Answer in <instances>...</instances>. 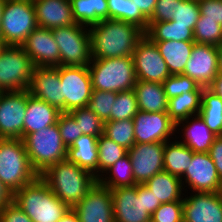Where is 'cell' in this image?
<instances>
[{
	"mask_svg": "<svg viewBox=\"0 0 222 222\" xmlns=\"http://www.w3.org/2000/svg\"><path fill=\"white\" fill-rule=\"evenodd\" d=\"M72 209L80 222H115L111 190L98 181Z\"/></svg>",
	"mask_w": 222,
	"mask_h": 222,
	"instance_id": "ac0fdd59",
	"label": "cell"
},
{
	"mask_svg": "<svg viewBox=\"0 0 222 222\" xmlns=\"http://www.w3.org/2000/svg\"><path fill=\"white\" fill-rule=\"evenodd\" d=\"M200 17L198 20H213L222 26V0H198Z\"/></svg>",
	"mask_w": 222,
	"mask_h": 222,
	"instance_id": "bcb514c9",
	"label": "cell"
},
{
	"mask_svg": "<svg viewBox=\"0 0 222 222\" xmlns=\"http://www.w3.org/2000/svg\"><path fill=\"white\" fill-rule=\"evenodd\" d=\"M202 92L182 93L168 100L167 114L175 122L198 115L201 109Z\"/></svg>",
	"mask_w": 222,
	"mask_h": 222,
	"instance_id": "d6a6232c",
	"label": "cell"
},
{
	"mask_svg": "<svg viewBox=\"0 0 222 222\" xmlns=\"http://www.w3.org/2000/svg\"><path fill=\"white\" fill-rule=\"evenodd\" d=\"M219 194H220V196H221V199H222V183H221V185H220V190H219Z\"/></svg>",
	"mask_w": 222,
	"mask_h": 222,
	"instance_id": "680465c9",
	"label": "cell"
},
{
	"mask_svg": "<svg viewBox=\"0 0 222 222\" xmlns=\"http://www.w3.org/2000/svg\"><path fill=\"white\" fill-rule=\"evenodd\" d=\"M137 80L163 83L171 74L156 44L144 35L132 54Z\"/></svg>",
	"mask_w": 222,
	"mask_h": 222,
	"instance_id": "7c38bea8",
	"label": "cell"
},
{
	"mask_svg": "<svg viewBox=\"0 0 222 222\" xmlns=\"http://www.w3.org/2000/svg\"><path fill=\"white\" fill-rule=\"evenodd\" d=\"M22 140L30 163L38 175L67 158L68 148L62 141L57 123L27 134Z\"/></svg>",
	"mask_w": 222,
	"mask_h": 222,
	"instance_id": "52a82bcc",
	"label": "cell"
},
{
	"mask_svg": "<svg viewBox=\"0 0 222 222\" xmlns=\"http://www.w3.org/2000/svg\"><path fill=\"white\" fill-rule=\"evenodd\" d=\"M162 203L183 201L184 188L179 177L167 171L155 174L144 184Z\"/></svg>",
	"mask_w": 222,
	"mask_h": 222,
	"instance_id": "4316f807",
	"label": "cell"
},
{
	"mask_svg": "<svg viewBox=\"0 0 222 222\" xmlns=\"http://www.w3.org/2000/svg\"><path fill=\"white\" fill-rule=\"evenodd\" d=\"M5 4V0H0V40H1V18H2V14H3V7Z\"/></svg>",
	"mask_w": 222,
	"mask_h": 222,
	"instance_id": "9f6ffc18",
	"label": "cell"
},
{
	"mask_svg": "<svg viewBox=\"0 0 222 222\" xmlns=\"http://www.w3.org/2000/svg\"><path fill=\"white\" fill-rule=\"evenodd\" d=\"M133 90L138 110L150 113L167 112L168 99L162 83L137 80Z\"/></svg>",
	"mask_w": 222,
	"mask_h": 222,
	"instance_id": "484cf974",
	"label": "cell"
},
{
	"mask_svg": "<svg viewBox=\"0 0 222 222\" xmlns=\"http://www.w3.org/2000/svg\"><path fill=\"white\" fill-rule=\"evenodd\" d=\"M39 176L70 208L79 203L98 181L94 174L67 159L48 167Z\"/></svg>",
	"mask_w": 222,
	"mask_h": 222,
	"instance_id": "7a4b0ae2",
	"label": "cell"
},
{
	"mask_svg": "<svg viewBox=\"0 0 222 222\" xmlns=\"http://www.w3.org/2000/svg\"><path fill=\"white\" fill-rule=\"evenodd\" d=\"M193 151L178 140L165 142L164 171L181 178L191 163Z\"/></svg>",
	"mask_w": 222,
	"mask_h": 222,
	"instance_id": "4dcf8cb0",
	"label": "cell"
},
{
	"mask_svg": "<svg viewBox=\"0 0 222 222\" xmlns=\"http://www.w3.org/2000/svg\"><path fill=\"white\" fill-rule=\"evenodd\" d=\"M28 90L3 92L0 96V139H22Z\"/></svg>",
	"mask_w": 222,
	"mask_h": 222,
	"instance_id": "4fadbf2b",
	"label": "cell"
},
{
	"mask_svg": "<svg viewBox=\"0 0 222 222\" xmlns=\"http://www.w3.org/2000/svg\"><path fill=\"white\" fill-rule=\"evenodd\" d=\"M165 143H135L129 150L136 184H145L155 174L164 170Z\"/></svg>",
	"mask_w": 222,
	"mask_h": 222,
	"instance_id": "2e32d148",
	"label": "cell"
},
{
	"mask_svg": "<svg viewBox=\"0 0 222 222\" xmlns=\"http://www.w3.org/2000/svg\"><path fill=\"white\" fill-rule=\"evenodd\" d=\"M137 100L134 90L117 92L110 113V121L131 119L137 114Z\"/></svg>",
	"mask_w": 222,
	"mask_h": 222,
	"instance_id": "74e56055",
	"label": "cell"
},
{
	"mask_svg": "<svg viewBox=\"0 0 222 222\" xmlns=\"http://www.w3.org/2000/svg\"><path fill=\"white\" fill-rule=\"evenodd\" d=\"M188 193L183 198V222H222V199L219 192H191L190 196Z\"/></svg>",
	"mask_w": 222,
	"mask_h": 222,
	"instance_id": "d6986e66",
	"label": "cell"
},
{
	"mask_svg": "<svg viewBox=\"0 0 222 222\" xmlns=\"http://www.w3.org/2000/svg\"><path fill=\"white\" fill-rule=\"evenodd\" d=\"M179 0H157L155 10L148 22L169 21L177 10Z\"/></svg>",
	"mask_w": 222,
	"mask_h": 222,
	"instance_id": "7dc6e473",
	"label": "cell"
},
{
	"mask_svg": "<svg viewBox=\"0 0 222 222\" xmlns=\"http://www.w3.org/2000/svg\"><path fill=\"white\" fill-rule=\"evenodd\" d=\"M110 190L115 222H147L162 203L144 184Z\"/></svg>",
	"mask_w": 222,
	"mask_h": 222,
	"instance_id": "277c9868",
	"label": "cell"
},
{
	"mask_svg": "<svg viewBox=\"0 0 222 222\" xmlns=\"http://www.w3.org/2000/svg\"><path fill=\"white\" fill-rule=\"evenodd\" d=\"M180 129L183 135H180L182 140L180 138L179 142L185 144L193 152L208 153L217 137V135L210 131L199 114L177 122L176 134H180Z\"/></svg>",
	"mask_w": 222,
	"mask_h": 222,
	"instance_id": "603a6c76",
	"label": "cell"
},
{
	"mask_svg": "<svg viewBox=\"0 0 222 222\" xmlns=\"http://www.w3.org/2000/svg\"><path fill=\"white\" fill-rule=\"evenodd\" d=\"M151 219L153 222H183V201L161 203Z\"/></svg>",
	"mask_w": 222,
	"mask_h": 222,
	"instance_id": "f6af8a7d",
	"label": "cell"
},
{
	"mask_svg": "<svg viewBox=\"0 0 222 222\" xmlns=\"http://www.w3.org/2000/svg\"><path fill=\"white\" fill-rule=\"evenodd\" d=\"M200 17V7L198 0H179L177 10L172 21L176 25H188V28L195 29Z\"/></svg>",
	"mask_w": 222,
	"mask_h": 222,
	"instance_id": "7bdbcfd3",
	"label": "cell"
},
{
	"mask_svg": "<svg viewBox=\"0 0 222 222\" xmlns=\"http://www.w3.org/2000/svg\"><path fill=\"white\" fill-rule=\"evenodd\" d=\"M73 18L77 24L90 27L108 19L107 0H70Z\"/></svg>",
	"mask_w": 222,
	"mask_h": 222,
	"instance_id": "f546056e",
	"label": "cell"
},
{
	"mask_svg": "<svg viewBox=\"0 0 222 222\" xmlns=\"http://www.w3.org/2000/svg\"><path fill=\"white\" fill-rule=\"evenodd\" d=\"M134 131L131 119L104 122V135L127 150L135 144Z\"/></svg>",
	"mask_w": 222,
	"mask_h": 222,
	"instance_id": "8d00e7d4",
	"label": "cell"
},
{
	"mask_svg": "<svg viewBox=\"0 0 222 222\" xmlns=\"http://www.w3.org/2000/svg\"><path fill=\"white\" fill-rule=\"evenodd\" d=\"M136 8L149 20L155 10L157 0H132Z\"/></svg>",
	"mask_w": 222,
	"mask_h": 222,
	"instance_id": "f907efd6",
	"label": "cell"
},
{
	"mask_svg": "<svg viewBox=\"0 0 222 222\" xmlns=\"http://www.w3.org/2000/svg\"><path fill=\"white\" fill-rule=\"evenodd\" d=\"M39 27L54 29L76 24L70 0H32Z\"/></svg>",
	"mask_w": 222,
	"mask_h": 222,
	"instance_id": "7402d4cb",
	"label": "cell"
},
{
	"mask_svg": "<svg viewBox=\"0 0 222 222\" xmlns=\"http://www.w3.org/2000/svg\"><path fill=\"white\" fill-rule=\"evenodd\" d=\"M0 222H33L13 201L0 210Z\"/></svg>",
	"mask_w": 222,
	"mask_h": 222,
	"instance_id": "c3c4849f",
	"label": "cell"
},
{
	"mask_svg": "<svg viewBox=\"0 0 222 222\" xmlns=\"http://www.w3.org/2000/svg\"><path fill=\"white\" fill-rule=\"evenodd\" d=\"M180 179L185 193L187 186L191 192L217 193L220 190V177L208 153L193 152L191 163Z\"/></svg>",
	"mask_w": 222,
	"mask_h": 222,
	"instance_id": "9a60e30c",
	"label": "cell"
},
{
	"mask_svg": "<svg viewBox=\"0 0 222 222\" xmlns=\"http://www.w3.org/2000/svg\"><path fill=\"white\" fill-rule=\"evenodd\" d=\"M154 43L164 58L170 74H183L195 42L167 40Z\"/></svg>",
	"mask_w": 222,
	"mask_h": 222,
	"instance_id": "83f0119b",
	"label": "cell"
},
{
	"mask_svg": "<svg viewBox=\"0 0 222 222\" xmlns=\"http://www.w3.org/2000/svg\"><path fill=\"white\" fill-rule=\"evenodd\" d=\"M16 203L33 222H58L70 207L38 176L13 194Z\"/></svg>",
	"mask_w": 222,
	"mask_h": 222,
	"instance_id": "3957f363",
	"label": "cell"
},
{
	"mask_svg": "<svg viewBox=\"0 0 222 222\" xmlns=\"http://www.w3.org/2000/svg\"><path fill=\"white\" fill-rule=\"evenodd\" d=\"M98 182L109 189L135 186L136 182L130 156L127 154L115 162L98 178Z\"/></svg>",
	"mask_w": 222,
	"mask_h": 222,
	"instance_id": "1f68e13d",
	"label": "cell"
},
{
	"mask_svg": "<svg viewBox=\"0 0 222 222\" xmlns=\"http://www.w3.org/2000/svg\"><path fill=\"white\" fill-rule=\"evenodd\" d=\"M58 222H80L77 213L70 208Z\"/></svg>",
	"mask_w": 222,
	"mask_h": 222,
	"instance_id": "db71d44e",
	"label": "cell"
},
{
	"mask_svg": "<svg viewBox=\"0 0 222 222\" xmlns=\"http://www.w3.org/2000/svg\"><path fill=\"white\" fill-rule=\"evenodd\" d=\"M183 74L194 80L199 86L208 88L219 74L218 47L194 43Z\"/></svg>",
	"mask_w": 222,
	"mask_h": 222,
	"instance_id": "e0dca14e",
	"label": "cell"
},
{
	"mask_svg": "<svg viewBox=\"0 0 222 222\" xmlns=\"http://www.w3.org/2000/svg\"><path fill=\"white\" fill-rule=\"evenodd\" d=\"M27 90L35 98L43 100L61 112H64L62 84L59 78L58 66L34 67Z\"/></svg>",
	"mask_w": 222,
	"mask_h": 222,
	"instance_id": "44dd1931",
	"label": "cell"
},
{
	"mask_svg": "<svg viewBox=\"0 0 222 222\" xmlns=\"http://www.w3.org/2000/svg\"><path fill=\"white\" fill-rule=\"evenodd\" d=\"M84 135L100 137L104 134V122L88 107L77 108L69 112Z\"/></svg>",
	"mask_w": 222,
	"mask_h": 222,
	"instance_id": "f35d334b",
	"label": "cell"
},
{
	"mask_svg": "<svg viewBox=\"0 0 222 222\" xmlns=\"http://www.w3.org/2000/svg\"><path fill=\"white\" fill-rule=\"evenodd\" d=\"M73 24L52 29L60 53V65L88 66L91 62L89 27Z\"/></svg>",
	"mask_w": 222,
	"mask_h": 222,
	"instance_id": "9c48e42d",
	"label": "cell"
},
{
	"mask_svg": "<svg viewBox=\"0 0 222 222\" xmlns=\"http://www.w3.org/2000/svg\"><path fill=\"white\" fill-rule=\"evenodd\" d=\"M117 93L98 91L93 89L87 107L91 109L103 122L110 121V113L115 103Z\"/></svg>",
	"mask_w": 222,
	"mask_h": 222,
	"instance_id": "b9f144b4",
	"label": "cell"
},
{
	"mask_svg": "<svg viewBox=\"0 0 222 222\" xmlns=\"http://www.w3.org/2000/svg\"><path fill=\"white\" fill-rule=\"evenodd\" d=\"M144 34L152 42L161 41H187L194 42V30L188 25H176L174 21L148 22Z\"/></svg>",
	"mask_w": 222,
	"mask_h": 222,
	"instance_id": "f1b7e54d",
	"label": "cell"
},
{
	"mask_svg": "<svg viewBox=\"0 0 222 222\" xmlns=\"http://www.w3.org/2000/svg\"><path fill=\"white\" fill-rule=\"evenodd\" d=\"M1 41L22 46L38 26L32 0H5L1 18Z\"/></svg>",
	"mask_w": 222,
	"mask_h": 222,
	"instance_id": "ba28073f",
	"label": "cell"
},
{
	"mask_svg": "<svg viewBox=\"0 0 222 222\" xmlns=\"http://www.w3.org/2000/svg\"><path fill=\"white\" fill-rule=\"evenodd\" d=\"M200 117L217 136H222V99L209 88H203Z\"/></svg>",
	"mask_w": 222,
	"mask_h": 222,
	"instance_id": "836d02e7",
	"label": "cell"
},
{
	"mask_svg": "<svg viewBox=\"0 0 222 222\" xmlns=\"http://www.w3.org/2000/svg\"><path fill=\"white\" fill-rule=\"evenodd\" d=\"M194 42L222 45V26L213 20H198L194 29Z\"/></svg>",
	"mask_w": 222,
	"mask_h": 222,
	"instance_id": "ab89813d",
	"label": "cell"
},
{
	"mask_svg": "<svg viewBox=\"0 0 222 222\" xmlns=\"http://www.w3.org/2000/svg\"><path fill=\"white\" fill-rule=\"evenodd\" d=\"M108 19L122 20L134 24L144 32L148 28V19L136 8L132 0H107Z\"/></svg>",
	"mask_w": 222,
	"mask_h": 222,
	"instance_id": "e575fe53",
	"label": "cell"
},
{
	"mask_svg": "<svg viewBox=\"0 0 222 222\" xmlns=\"http://www.w3.org/2000/svg\"><path fill=\"white\" fill-rule=\"evenodd\" d=\"M13 201V194L0 180V210Z\"/></svg>",
	"mask_w": 222,
	"mask_h": 222,
	"instance_id": "816d5d0a",
	"label": "cell"
},
{
	"mask_svg": "<svg viewBox=\"0 0 222 222\" xmlns=\"http://www.w3.org/2000/svg\"><path fill=\"white\" fill-rule=\"evenodd\" d=\"M61 111L28 92L24 117V136L57 123Z\"/></svg>",
	"mask_w": 222,
	"mask_h": 222,
	"instance_id": "cb8c5ba5",
	"label": "cell"
},
{
	"mask_svg": "<svg viewBox=\"0 0 222 222\" xmlns=\"http://www.w3.org/2000/svg\"><path fill=\"white\" fill-rule=\"evenodd\" d=\"M217 169L222 183V136H217L208 152Z\"/></svg>",
	"mask_w": 222,
	"mask_h": 222,
	"instance_id": "681fc988",
	"label": "cell"
},
{
	"mask_svg": "<svg viewBox=\"0 0 222 222\" xmlns=\"http://www.w3.org/2000/svg\"><path fill=\"white\" fill-rule=\"evenodd\" d=\"M98 137L81 135L67 150V160L88 170L98 179Z\"/></svg>",
	"mask_w": 222,
	"mask_h": 222,
	"instance_id": "d4e9b609",
	"label": "cell"
},
{
	"mask_svg": "<svg viewBox=\"0 0 222 222\" xmlns=\"http://www.w3.org/2000/svg\"><path fill=\"white\" fill-rule=\"evenodd\" d=\"M4 46H5V44L0 40V54H1V51L4 48Z\"/></svg>",
	"mask_w": 222,
	"mask_h": 222,
	"instance_id": "6f0895ef",
	"label": "cell"
},
{
	"mask_svg": "<svg viewBox=\"0 0 222 222\" xmlns=\"http://www.w3.org/2000/svg\"><path fill=\"white\" fill-rule=\"evenodd\" d=\"M34 67L60 66V53L51 29L37 26L22 45Z\"/></svg>",
	"mask_w": 222,
	"mask_h": 222,
	"instance_id": "ffe728a7",
	"label": "cell"
},
{
	"mask_svg": "<svg viewBox=\"0 0 222 222\" xmlns=\"http://www.w3.org/2000/svg\"><path fill=\"white\" fill-rule=\"evenodd\" d=\"M34 65L22 46L5 45L0 54V90H27Z\"/></svg>",
	"mask_w": 222,
	"mask_h": 222,
	"instance_id": "30bf717a",
	"label": "cell"
},
{
	"mask_svg": "<svg viewBox=\"0 0 222 222\" xmlns=\"http://www.w3.org/2000/svg\"><path fill=\"white\" fill-rule=\"evenodd\" d=\"M208 88L222 99V74H218Z\"/></svg>",
	"mask_w": 222,
	"mask_h": 222,
	"instance_id": "f5cc1de1",
	"label": "cell"
},
{
	"mask_svg": "<svg viewBox=\"0 0 222 222\" xmlns=\"http://www.w3.org/2000/svg\"><path fill=\"white\" fill-rule=\"evenodd\" d=\"M38 176L22 139H0V180L12 194Z\"/></svg>",
	"mask_w": 222,
	"mask_h": 222,
	"instance_id": "5b68a950",
	"label": "cell"
},
{
	"mask_svg": "<svg viewBox=\"0 0 222 222\" xmlns=\"http://www.w3.org/2000/svg\"><path fill=\"white\" fill-rule=\"evenodd\" d=\"M91 59L132 56L145 35L138 26L122 20L106 19L89 27Z\"/></svg>",
	"mask_w": 222,
	"mask_h": 222,
	"instance_id": "6da1fadb",
	"label": "cell"
},
{
	"mask_svg": "<svg viewBox=\"0 0 222 222\" xmlns=\"http://www.w3.org/2000/svg\"><path fill=\"white\" fill-rule=\"evenodd\" d=\"M88 68L92 89L98 91H129L137 81L132 56L91 59Z\"/></svg>",
	"mask_w": 222,
	"mask_h": 222,
	"instance_id": "8992f818",
	"label": "cell"
},
{
	"mask_svg": "<svg viewBox=\"0 0 222 222\" xmlns=\"http://www.w3.org/2000/svg\"><path fill=\"white\" fill-rule=\"evenodd\" d=\"M167 99L188 92H202L204 87L184 74L170 75L163 83Z\"/></svg>",
	"mask_w": 222,
	"mask_h": 222,
	"instance_id": "60d3db41",
	"label": "cell"
},
{
	"mask_svg": "<svg viewBox=\"0 0 222 222\" xmlns=\"http://www.w3.org/2000/svg\"><path fill=\"white\" fill-rule=\"evenodd\" d=\"M218 71L222 74V45L218 47Z\"/></svg>",
	"mask_w": 222,
	"mask_h": 222,
	"instance_id": "11a10c76",
	"label": "cell"
},
{
	"mask_svg": "<svg viewBox=\"0 0 222 222\" xmlns=\"http://www.w3.org/2000/svg\"><path fill=\"white\" fill-rule=\"evenodd\" d=\"M98 178L115 162L128 154V150L102 134L97 140Z\"/></svg>",
	"mask_w": 222,
	"mask_h": 222,
	"instance_id": "d590c367",
	"label": "cell"
},
{
	"mask_svg": "<svg viewBox=\"0 0 222 222\" xmlns=\"http://www.w3.org/2000/svg\"><path fill=\"white\" fill-rule=\"evenodd\" d=\"M64 112L87 107L92 94L88 66H58Z\"/></svg>",
	"mask_w": 222,
	"mask_h": 222,
	"instance_id": "8fae6325",
	"label": "cell"
},
{
	"mask_svg": "<svg viewBox=\"0 0 222 222\" xmlns=\"http://www.w3.org/2000/svg\"><path fill=\"white\" fill-rule=\"evenodd\" d=\"M57 125L62 141L67 148L83 135L74 117L69 112H61L57 120Z\"/></svg>",
	"mask_w": 222,
	"mask_h": 222,
	"instance_id": "ee69618b",
	"label": "cell"
},
{
	"mask_svg": "<svg viewBox=\"0 0 222 222\" xmlns=\"http://www.w3.org/2000/svg\"><path fill=\"white\" fill-rule=\"evenodd\" d=\"M133 124L135 143H165L171 138L172 140L178 139L174 135L176 134V123L167 112L150 113L138 110L133 117Z\"/></svg>",
	"mask_w": 222,
	"mask_h": 222,
	"instance_id": "5bb4252c",
	"label": "cell"
}]
</instances>
